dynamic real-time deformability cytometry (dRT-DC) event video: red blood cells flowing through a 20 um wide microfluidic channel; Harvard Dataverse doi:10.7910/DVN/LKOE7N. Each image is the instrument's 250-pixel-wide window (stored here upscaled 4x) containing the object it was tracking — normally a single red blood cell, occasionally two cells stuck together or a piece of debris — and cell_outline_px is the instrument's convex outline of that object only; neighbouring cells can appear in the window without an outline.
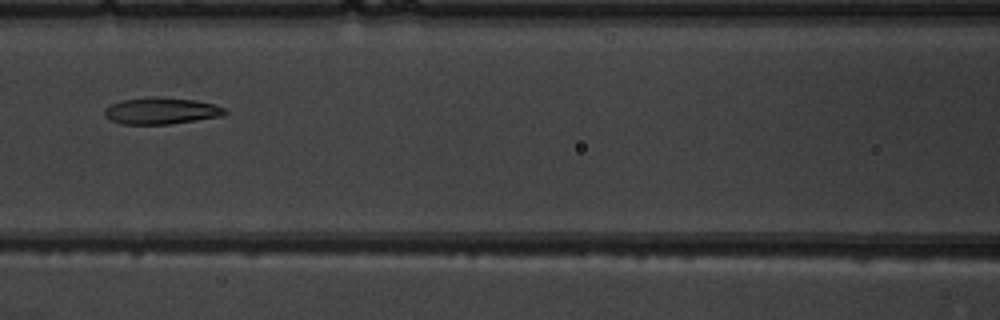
{"species": "common noctule bat (a hibernating species)", "species_latin": "Nyctalus noctula", "temperature_condition": "warm", "stored_images_in_passage": 4, "camera_frame_rate_fps": 3000, "um_per_image_px": 0.085, "animal": {"sex": "male", "body_mass_g": 19.5, "forearm_length_mm": 54.6}, "frame": {"image": 1, "passage_image": 4, "time_ms": 4.333, "image_size_px": [1000, 320], "cell_outline_px": [[228, 112], [224, 116], [172, 124], [120, 124], [104, 116], [104, 108], [112, 104], [124, 100], [144, 96], [160, 96], [196, 100], [216, 104], [224, 108]], "centroid_in_image_um": [13.74, 9.41], "position_along_channel_um": 152.9, "area_um2": 19.07}}